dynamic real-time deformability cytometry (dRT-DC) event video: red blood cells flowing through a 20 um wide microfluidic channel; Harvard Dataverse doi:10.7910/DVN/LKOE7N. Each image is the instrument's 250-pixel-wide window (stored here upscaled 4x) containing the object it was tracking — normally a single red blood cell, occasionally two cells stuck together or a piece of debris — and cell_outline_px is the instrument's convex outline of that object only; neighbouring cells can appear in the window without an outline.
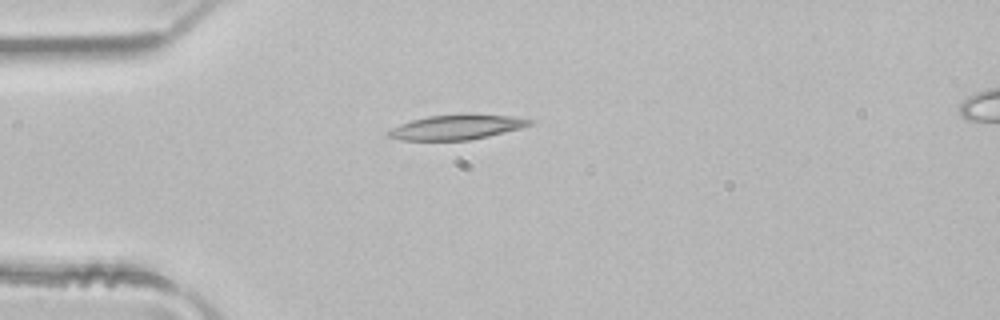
{"species": "common noctule bat (a hibernating species)", "species_latin": "Nyctalus noctula", "temperature_condition": "room temperature", "stored_images_in_passage": 3, "camera_frame_rate_fps": 3000, "um_per_image_px": 0.085, "animal": {"sex": "male", "body_mass_g": 21.5, "forearm_length_mm": 52.0}, "frame": {"image": 1, "passage_image": 3, "time_ms": 0.667, "image_size_px": [1000, 320], "cell_outline_px": [[536, 120], [532, 124], [520, 128], [488, 136], [468, 140], [400, 140], [384, 136], [384, 132], [400, 124], [412, 120], [428, 116], [468, 112], [512, 116]], "centroid_in_image_um": [38.8, 10.78], "position_along_channel_um": 46.2, "area_um2": 20.98}}